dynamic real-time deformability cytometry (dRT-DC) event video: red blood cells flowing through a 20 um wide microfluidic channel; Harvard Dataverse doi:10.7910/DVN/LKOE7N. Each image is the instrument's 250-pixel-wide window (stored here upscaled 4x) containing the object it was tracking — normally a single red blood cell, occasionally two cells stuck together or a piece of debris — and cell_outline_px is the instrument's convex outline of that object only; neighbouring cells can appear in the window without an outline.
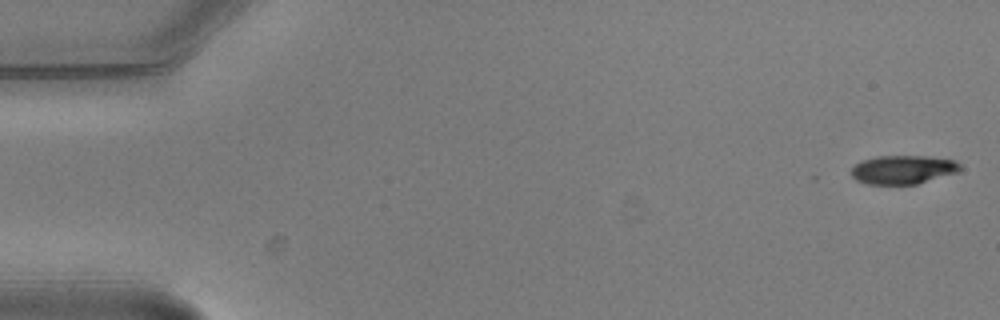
{"species": "common noctule bat (a hibernating species)", "species_latin": "Nyctalus noctula", "temperature_condition": "warm", "stored_images_in_passage": 8, "camera_frame_rate_fps": 3000, "um_per_image_px": 0.085, "animal": {"sex": "male", "body_mass_g": 20.5, "forearm_length_mm": 52.5}, "frame": {"image": 1, "passage_image": 1, "time_ms": 0.0, "image_size_px": [1000, 320], "cell_outline_px": [[960, 172], [916, 184], [868, 184], [856, 180], [852, 176], [852, 168], [856, 164], [864, 160], [876, 156], [928, 156], [956, 160], [960, 164]], "centroid_in_image_um": [76.8, 14.41], "position_along_channel_um": 8.2, "area_um2": 18.21}}
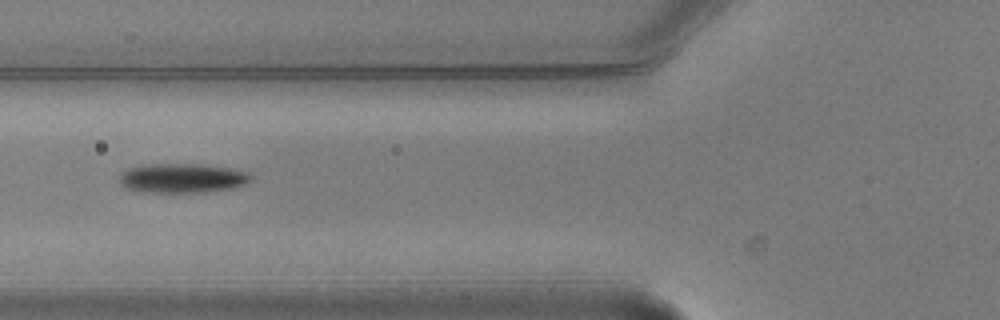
{"frame": {"image": 2, "passage_image": 6, "time_ms": 1.667, "image_size_px": [1000, 320], "cell_outline_px": [[252, 180], [236, 188], [208, 192], [144, 192], [124, 188], [120, 184], [120, 172], [128, 168], [140, 164], [200, 164], [228, 168], [248, 172], [252, 176]], "centroid_in_image_um": [15.47, 15.14], "position_along_channel_um": 110.3, "area_um2": 22.83}}
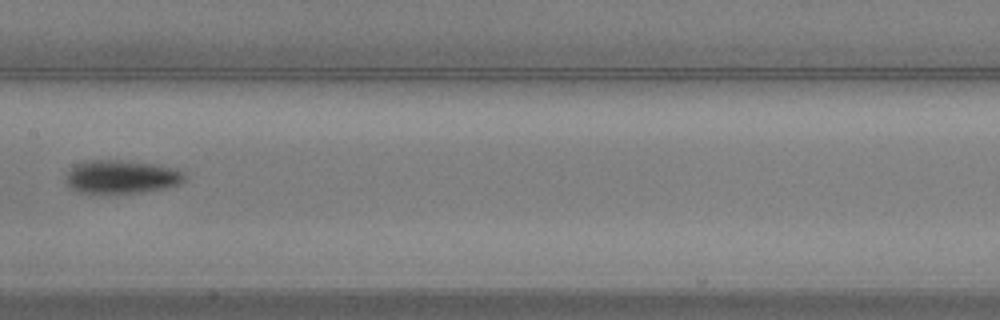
{"frame": {"image": 3, "passage_image": 8, "time_ms": 2.333, "image_size_px": [1000, 320], "cell_outline_px": [[188, 176], [180, 184], [168, 188], [140, 192], [108, 196], [76, 192], [68, 188], [64, 180], [68, 172], [76, 164], [88, 160], [120, 160], [160, 164], [176, 168], [184, 172]], "centroid_in_image_um": [10.32, 15.07], "position_along_channel_um": 197.1, "area_um2": 24.28}}